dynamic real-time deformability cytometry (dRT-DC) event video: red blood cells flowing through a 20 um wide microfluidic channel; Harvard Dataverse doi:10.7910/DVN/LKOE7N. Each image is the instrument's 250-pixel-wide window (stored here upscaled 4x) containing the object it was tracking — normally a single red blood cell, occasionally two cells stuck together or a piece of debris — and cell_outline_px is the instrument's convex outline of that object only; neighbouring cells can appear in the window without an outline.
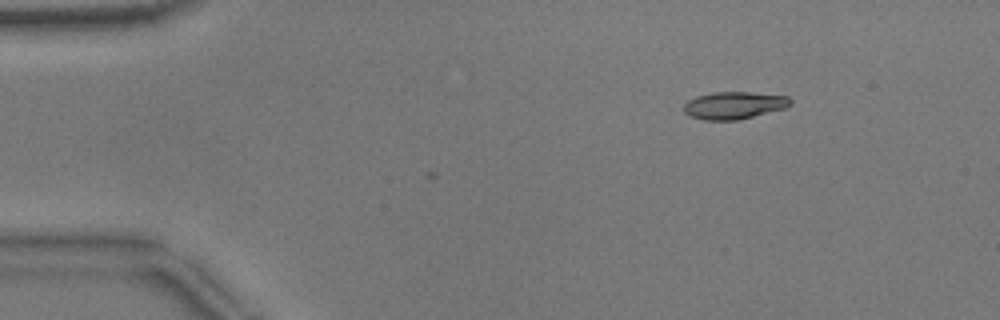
{"species": "common noctule bat (a hibernating species)", "species_latin": "Nyctalus noctula", "temperature_condition": "warm", "stored_images_in_passage": 4, "camera_frame_rate_fps": 3000, "um_per_image_px": 0.085, "animal": {"sex": "male", "body_mass_g": 17.9}, "frame": {"image": 1, "passage_image": 1, "time_ms": 0.0, "image_size_px": [1000, 320], "cell_outline_px": [[792, 104], [784, 108], [736, 120], [704, 120], [688, 116], [684, 112], [684, 104], [688, 100], [696, 96], [712, 92], [748, 92], [788, 96], [792, 100]], "centroid_in_image_um": [62.36, 8.95], "position_along_channel_um": 22.6, "area_um2": 16.94}}